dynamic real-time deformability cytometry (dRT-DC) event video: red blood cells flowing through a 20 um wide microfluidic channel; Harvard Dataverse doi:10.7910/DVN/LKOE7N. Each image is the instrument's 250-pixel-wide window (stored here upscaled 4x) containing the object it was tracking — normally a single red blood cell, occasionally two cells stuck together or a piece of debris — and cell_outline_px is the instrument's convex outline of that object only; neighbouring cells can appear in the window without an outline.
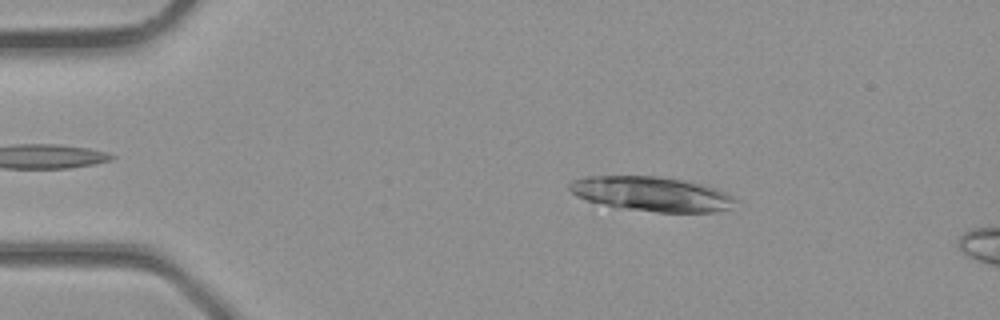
{"species": "common noctule bat (a hibernating species)", "species_latin": "Nyctalus noctula", "temperature_condition": "room temperature", "stored_images_in_passage": 3, "camera_frame_rate_fps": 3000, "um_per_image_px": 0.085, "animal": {"sex": "male", "body_mass_g": 23.1, "forearm_length_mm": 52.7}, "frame": {"image": 1, "passage_image": 1, "time_ms": 0.0, "image_size_px": [1000, 320], "cell_outline_px": [[740, 200], [728, 208], [716, 212], [656, 212], [616, 208], [588, 200], [576, 196], [568, 188], [568, 184], [572, 180], [588, 176], [656, 176], [688, 180], [704, 184], [728, 192]], "centroid_in_image_um": [55.43, 16.48], "position_along_channel_um": 29.6, "area_um2": 33.93}}